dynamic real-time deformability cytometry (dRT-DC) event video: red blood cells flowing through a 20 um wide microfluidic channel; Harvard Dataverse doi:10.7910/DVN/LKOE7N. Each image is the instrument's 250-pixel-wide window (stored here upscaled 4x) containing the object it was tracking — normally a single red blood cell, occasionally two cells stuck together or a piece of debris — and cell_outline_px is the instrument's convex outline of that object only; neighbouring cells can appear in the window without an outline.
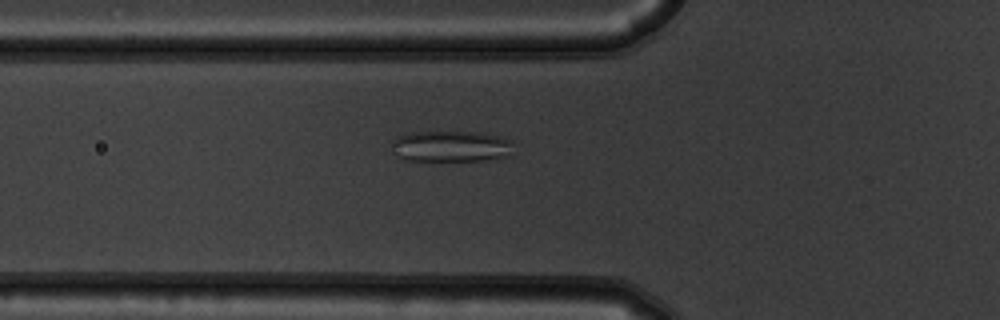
{"species": "common noctule bat (a hibernating species)", "species_latin": "Nyctalus noctula", "temperature_condition": "warm", "stored_images_in_passage": 55, "camera_frame_rate_fps": 3000, "um_per_image_px": 0.085, "animal": {"sex": "male", "body_mass_g": 19.5, "forearm_length_mm": 54.6}, "frame": {"image": 1, "passage_image": 20, "time_ms": 6.333, "image_size_px": [1000, 320], "cell_outline_px": [[516, 140], [508, 156], [480, 160], [404, 160], [400, 156], [392, 140], [396, 136], [412, 132], [484, 132], [504, 136]], "centroid_in_image_um": [38.46, 12.4], "position_along_channel_um": 87.3, "area_um2": 22.02}}
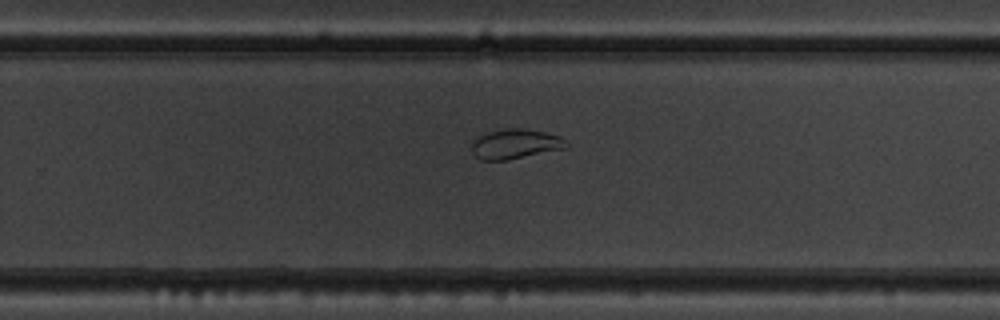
{"frame": {"image": 2, "passage_image": 36, "time_ms": 11.667, "image_size_px": [1000, 320], "cell_outline_px": [[568, 148], [508, 160], [480, 160], [472, 152], [472, 140], [488, 132], [504, 128], [524, 128], [544, 132], [560, 136], [568, 144]], "centroid_in_image_um": [43.81, 12.24], "position_along_channel_um": 286.0, "area_um2": 16.53}}
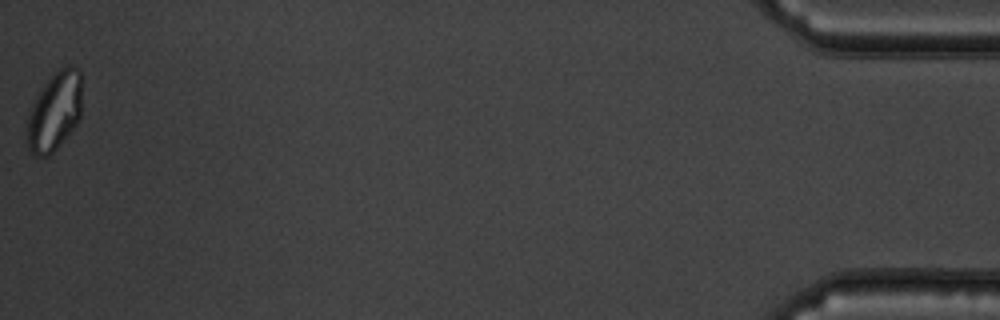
{"frame": {"image": 3, "passage_image": 55, "time_ms": 18.0, "image_size_px": [1000, 320], "cell_outline_px": [[80, 120], [56, 148], [48, 156], [36, 156], [28, 148], [28, 112], [40, 88], [60, 68], [68, 64], [72, 64], [80, 68]], "centroid_in_image_um": [4.65, 9.43], "position_along_channel_um": 430.6, "area_um2": 24.91}, "authors_computed_cell_mechanics": {"area_um2": 23.987, "velocity_mm_per_s": 3.7163, "shape_relaxation_time_tau1_ms": null, "shape_relaxation_time_tau2_ms": 0.9167, "deformation_change_tau1": null, "deformation_change_tau2": 0.0663}}